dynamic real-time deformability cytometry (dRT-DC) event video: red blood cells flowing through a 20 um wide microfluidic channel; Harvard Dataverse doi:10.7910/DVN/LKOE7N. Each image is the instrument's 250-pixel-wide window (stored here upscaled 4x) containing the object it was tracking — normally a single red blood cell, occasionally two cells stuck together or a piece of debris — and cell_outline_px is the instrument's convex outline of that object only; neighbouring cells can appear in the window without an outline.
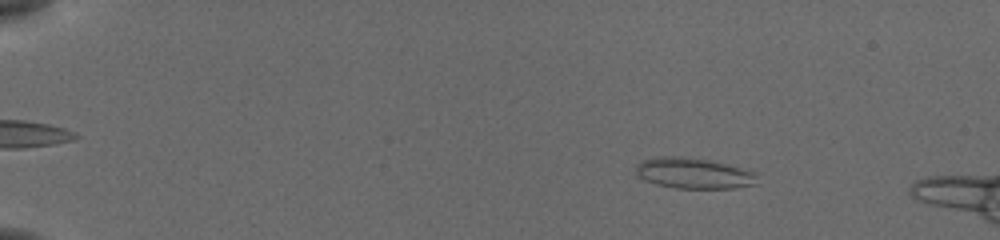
{"species": "common noctule bat (a hibernating species)", "species_latin": "Nyctalus noctula", "temperature_condition": "cold", "stored_images_in_passage": 56, "segment_of_instrument_passage": [1, 2], "camera_frame_rate_fps": 3000, "um_per_image_px": 0.085, "animal": {"sex": "female", "body_mass_g": 19.5, "forearm_length_mm": 54.1}, "frame": {"image": 1, "passage_image": 9, "time_ms": 2.667, "image_size_px": [1000, 240], "cell_outline_px": [[756, 184], [736, 188], [676, 188], [656, 184], [640, 176], [636, 172], [636, 164], [644, 160], [660, 156], [680, 156], [708, 160], [728, 164], [752, 172], [756, 176]], "centroid_in_image_um": [58.95, 14.72], "position_along_channel_um": 26.0, "area_um2": 21.39}}
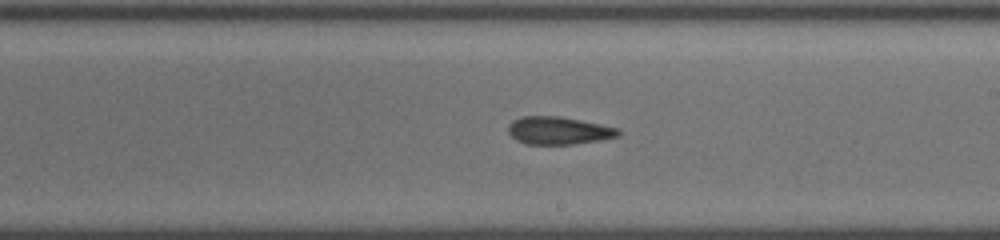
{"frame": {"image": 2, "passage_image": 34, "time_ms": 11.0, "image_size_px": [1000, 240], "cell_outline_px": [[620, 136], [600, 140], [572, 144], [524, 144], [516, 140], [508, 132], [508, 124], [512, 120], [520, 116], [560, 116], [620, 128]], "centroid_in_image_um": [47.46, 11.09], "position_along_channel_um": 241.5, "area_um2": 17.92}}
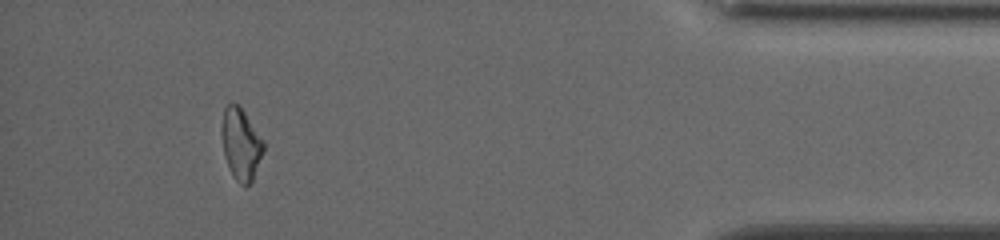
{"frame": {"image": 3, "passage_image": 51, "time_ms": 16.667, "image_size_px": [1000, 240], "cell_outline_px": [[264, 152], [252, 180], [248, 184], [240, 184], [232, 176], [224, 156], [220, 128], [224, 108], [232, 100], [240, 104], [264, 140]], "centroid_in_image_um": [20.46, 12.17], "position_along_channel_um": 414.7, "area_um2": 17.92}}